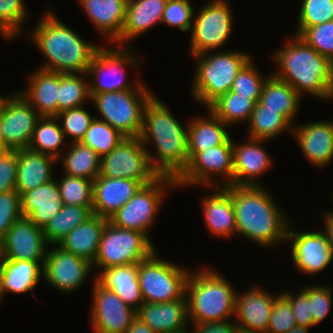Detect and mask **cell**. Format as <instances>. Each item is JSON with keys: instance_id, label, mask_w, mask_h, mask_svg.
I'll return each instance as SVG.
<instances>
[{"instance_id": "cell-3", "label": "cell", "mask_w": 333, "mask_h": 333, "mask_svg": "<svg viewBox=\"0 0 333 333\" xmlns=\"http://www.w3.org/2000/svg\"><path fill=\"white\" fill-rule=\"evenodd\" d=\"M280 67L274 75L289 83L301 96L309 93L322 99L333 98V63L317 53L300 36L273 54Z\"/></svg>"}, {"instance_id": "cell-1", "label": "cell", "mask_w": 333, "mask_h": 333, "mask_svg": "<svg viewBox=\"0 0 333 333\" xmlns=\"http://www.w3.org/2000/svg\"><path fill=\"white\" fill-rule=\"evenodd\" d=\"M187 130L188 126L183 127L155 95L145 105L139 138L144 146L153 141L157 156L148 147L146 151L159 175L177 179L188 167Z\"/></svg>"}, {"instance_id": "cell-7", "label": "cell", "mask_w": 333, "mask_h": 333, "mask_svg": "<svg viewBox=\"0 0 333 333\" xmlns=\"http://www.w3.org/2000/svg\"><path fill=\"white\" fill-rule=\"evenodd\" d=\"M154 95L149 89H135L90 95V100L102 116L100 120L124 137H139L144 107Z\"/></svg>"}, {"instance_id": "cell-9", "label": "cell", "mask_w": 333, "mask_h": 333, "mask_svg": "<svg viewBox=\"0 0 333 333\" xmlns=\"http://www.w3.org/2000/svg\"><path fill=\"white\" fill-rule=\"evenodd\" d=\"M154 252V243L146 234L122 229L107 221L92 266L104 270L111 266L137 264Z\"/></svg>"}, {"instance_id": "cell-39", "label": "cell", "mask_w": 333, "mask_h": 333, "mask_svg": "<svg viewBox=\"0 0 333 333\" xmlns=\"http://www.w3.org/2000/svg\"><path fill=\"white\" fill-rule=\"evenodd\" d=\"M56 121H60L56 116L40 117L28 148L58 160L62 155L59 148L65 142V135L60 123Z\"/></svg>"}, {"instance_id": "cell-55", "label": "cell", "mask_w": 333, "mask_h": 333, "mask_svg": "<svg viewBox=\"0 0 333 333\" xmlns=\"http://www.w3.org/2000/svg\"><path fill=\"white\" fill-rule=\"evenodd\" d=\"M1 213H21L20 194L17 190L0 193Z\"/></svg>"}, {"instance_id": "cell-61", "label": "cell", "mask_w": 333, "mask_h": 333, "mask_svg": "<svg viewBox=\"0 0 333 333\" xmlns=\"http://www.w3.org/2000/svg\"><path fill=\"white\" fill-rule=\"evenodd\" d=\"M0 144H3V132H2L1 121H0Z\"/></svg>"}, {"instance_id": "cell-21", "label": "cell", "mask_w": 333, "mask_h": 333, "mask_svg": "<svg viewBox=\"0 0 333 333\" xmlns=\"http://www.w3.org/2000/svg\"><path fill=\"white\" fill-rule=\"evenodd\" d=\"M143 186L140 181L108 178L98 175L93 180L92 213L109 219Z\"/></svg>"}, {"instance_id": "cell-64", "label": "cell", "mask_w": 333, "mask_h": 333, "mask_svg": "<svg viewBox=\"0 0 333 333\" xmlns=\"http://www.w3.org/2000/svg\"><path fill=\"white\" fill-rule=\"evenodd\" d=\"M0 257H1V241H0Z\"/></svg>"}, {"instance_id": "cell-41", "label": "cell", "mask_w": 333, "mask_h": 333, "mask_svg": "<svg viewBox=\"0 0 333 333\" xmlns=\"http://www.w3.org/2000/svg\"><path fill=\"white\" fill-rule=\"evenodd\" d=\"M91 99L87 80L77 74L59 73L58 113L81 107Z\"/></svg>"}, {"instance_id": "cell-20", "label": "cell", "mask_w": 333, "mask_h": 333, "mask_svg": "<svg viewBox=\"0 0 333 333\" xmlns=\"http://www.w3.org/2000/svg\"><path fill=\"white\" fill-rule=\"evenodd\" d=\"M275 296L258 287L243 294L236 293L235 323L240 331L266 333L271 317Z\"/></svg>"}, {"instance_id": "cell-19", "label": "cell", "mask_w": 333, "mask_h": 333, "mask_svg": "<svg viewBox=\"0 0 333 333\" xmlns=\"http://www.w3.org/2000/svg\"><path fill=\"white\" fill-rule=\"evenodd\" d=\"M286 239H292V260L303 273L317 274L333 261V250L322 231L294 232L289 226Z\"/></svg>"}, {"instance_id": "cell-12", "label": "cell", "mask_w": 333, "mask_h": 333, "mask_svg": "<svg viewBox=\"0 0 333 333\" xmlns=\"http://www.w3.org/2000/svg\"><path fill=\"white\" fill-rule=\"evenodd\" d=\"M146 148L139 137H125L109 154L101 158L100 176L150 184L160 175L152 167Z\"/></svg>"}, {"instance_id": "cell-13", "label": "cell", "mask_w": 333, "mask_h": 333, "mask_svg": "<svg viewBox=\"0 0 333 333\" xmlns=\"http://www.w3.org/2000/svg\"><path fill=\"white\" fill-rule=\"evenodd\" d=\"M233 13L225 0H212L193 17L191 28L192 55L213 51L226 43L233 29Z\"/></svg>"}, {"instance_id": "cell-22", "label": "cell", "mask_w": 333, "mask_h": 333, "mask_svg": "<svg viewBox=\"0 0 333 333\" xmlns=\"http://www.w3.org/2000/svg\"><path fill=\"white\" fill-rule=\"evenodd\" d=\"M248 142L235 145L233 142V183L235 186H262L256 181L271 167V158L263 148L266 140L248 137ZM261 144V145H260Z\"/></svg>"}, {"instance_id": "cell-38", "label": "cell", "mask_w": 333, "mask_h": 333, "mask_svg": "<svg viewBox=\"0 0 333 333\" xmlns=\"http://www.w3.org/2000/svg\"><path fill=\"white\" fill-rule=\"evenodd\" d=\"M92 214V207L64 205L43 228L45 240L55 246Z\"/></svg>"}, {"instance_id": "cell-16", "label": "cell", "mask_w": 333, "mask_h": 333, "mask_svg": "<svg viewBox=\"0 0 333 333\" xmlns=\"http://www.w3.org/2000/svg\"><path fill=\"white\" fill-rule=\"evenodd\" d=\"M47 248L43 228L21 216L1 240V258L44 262Z\"/></svg>"}, {"instance_id": "cell-32", "label": "cell", "mask_w": 333, "mask_h": 333, "mask_svg": "<svg viewBox=\"0 0 333 333\" xmlns=\"http://www.w3.org/2000/svg\"><path fill=\"white\" fill-rule=\"evenodd\" d=\"M216 190L202 202L203 216L212 234L226 238L237 232L234 206L224 186H216Z\"/></svg>"}, {"instance_id": "cell-62", "label": "cell", "mask_w": 333, "mask_h": 333, "mask_svg": "<svg viewBox=\"0 0 333 333\" xmlns=\"http://www.w3.org/2000/svg\"><path fill=\"white\" fill-rule=\"evenodd\" d=\"M5 151H7V149L4 147L3 144H0V156H1Z\"/></svg>"}, {"instance_id": "cell-17", "label": "cell", "mask_w": 333, "mask_h": 333, "mask_svg": "<svg viewBox=\"0 0 333 333\" xmlns=\"http://www.w3.org/2000/svg\"><path fill=\"white\" fill-rule=\"evenodd\" d=\"M93 283L92 329L95 333H126L137 311L95 279Z\"/></svg>"}, {"instance_id": "cell-45", "label": "cell", "mask_w": 333, "mask_h": 333, "mask_svg": "<svg viewBox=\"0 0 333 333\" xmlns=\"http://www.w3.org/2000/svg\"><path fill=\"white\" fill-rule=\"evenodd\" d=\"M23 0H0V33L6 39L18 36L28 16Z\"/></svg>"}, {"instance_id": "cell-25", "label": "cell", "mask_w": 333, "mask_h": 333, "mask_svg": "<svg viewBox=\"0 0 333 333\" xmlns=\"http://www.w3.org/2000/svg\"><path fill=\"white\" fill-rule=\"evenodd\" d=\"M63 206L59 185L55 179L20 194L22 216L29 217L41 228H44Z\"/></svg>"}, {"instance_id": "cell-58", "label": "cell", "mask_w": 333, "mask_h": 333, "mask_svg": "<svg viewBox=\"0 0 333 333\" xmlns=\"http://www.w3.org/2000/svg\"><path fill=\"white\" fill-rule=\"evenodd\" d=\"M325 228L324 231L327 241L329 242L331 249L333 250V212L330 211L324 215Z\"/></svg>"}, {"instance_id": "cell-15", "label": "cell", "mask_w": 333, "mask_h": 333, "mask_svg": "<svg viewBox=\"0 0 333 333\" xmlns=\"http://www.w3.org/2000/svg\"><path fill=\"white\" fill-rule=\"evenodd\" d=\"M40 117L20 93L4 97L0 105L4 147L7 150L28 148Z\"/></svg>"}, {"instance_id": "cell-24", "label": "cell", "mask_w": 333, "mask_h": 333, "mask_svg": "<svg viewBox=\"0 0 333 333\" xmlns=\"http://www.w3.org/2000/svg\"><path fill=\"white\" fill-rule=\"evenodd\" d=\"M137 316L156 333H184L188 321L187 298L172 302L141 304Z\"/></svg>"}, {"instance_id": "cell-63", "label": "cell", "mask_w": 333, "mask_h": 333, "mask_svg": "<svg viewBox=\"0 0 333 333\" xmlns=\"http://www.w3.org/2000/svg\"><path fill=\"white\" fill-rule=\"evenodd\" d=\"M3 98H4V96L3 97L0 96V105H1V102H2Z\"/></svg>"}, {"instance_id": "cell-10", "label": "cell", "mask_w": 333, "mask_h": 333, "mask_svg": "<svg viewBox=\"0 0 333 333\" xmlns=\"http://www.w3.org/2000/svg\"><path fill=\"white\" fill-rule=\"evenodd\" d=\"M168 186L177 187L176 179L160 175L150 184L143 185L108 221L116 227L139 231L149 236L148 230L159 210L165 187Z\"/></svg>"}, {"instance_id": "cell-48", "label": "cell", "mask_w": 333, "mask_h": 333, "mask_svg": "<svg viewBox=\"0 0 333 333\" xmlns=\"http://www.w3.org/2000/svg\"><path fill=\"white\" fill-rule=\"evenodd\" d=\"M300 37L333 63V21L307 28Z\"/></svg>"}, {"instance_id": "cell-36", "label": "cell", "mask_w": 333, "mask_h": 333, "mask_svg": "<svg viewBox=\"0 0 333 333\" xmlns=\"http://www.w3.org/2000/svg\"><path fill=\"white\" fill-rule=\"evenodd\" d=\"M249 138L266 140L274 139L286 130L292 132L293 125L282 115L280 111L266 109L260 101H257L252 115L248 121Z\"/></svg>"}, {"instance_id": "cell-14", "label": "cell", "mask_w": 333, "mask_h": 333, "mask_svg": "<svg viewBox=\"0 0 333 333\" xmlns=\"http://www.w3.org/2000/svg\"><path fill=\"white\" fill-rule=\"evenodd\" d=\"M220 175L224 180L216 186L233 183V140L231 136L222 144L199 152L190 162L184 172L176 179L177 186L208 185L212 186L213 175ZM224 181V182H223Z\"/></svg>"}, {"instance_id": "cell-52", "label": "cell", "mask_w": 333, "mask_h": 333, "mask_svg": "<svg viewBox=\"0 0 333 333\" xmlns=\"http://www.w3.org/2000/svg\"><path fill=\"white\" fill-rule=\"evenodd\" d=\"M290 301L292 313L296 318V326L312 327L314 323L313 314H311V301L308 298V287L302 288L296 296L284 292L283 293Z\"/></svg>"}, {"instance_id": "cell-11", "label": "cell", "mask_w": 333, "mask_h": 333, "mask_svg": "<svg viewBox=\"0 0 333 333\" xmlns=\"http://www.w3.org/2000/svg\"><path fill=\"white\" fill-rule=\"evenodd\" d=\"M117 49L100 47L94 54L86 74L93 75L96 82H89V94H101L108 92L149 89L139 81L133 86L125 77V66L137 67V57L132 55L130 47L115 46ZM136 64V65H135ZM95 76V77H94ZM125 78V79H124ZM131 85V86H130Z\"/></svg>"}, {"instance_id": "cell-23", "label": "cell", "mask_w": 333, "mask_h": 333, "mask_svg": "<svg viewBox=\"0 0 333 333\" xmlns=\"http://www.w3.org/2000/svg\"><path fill=\"white\" fill-rule=\"evenodd\" d=\"M296 126V127H295ZM292 135L307 160L316 167L329 164L333 158V121L294 125Z\"/></svg>"}, {"instance_id": "cell-59", "label": "cell", "mask_w": 333, "mask_h": 333, "mask_svg": "<svg viewBox=\"0 0 333 333\" xmlns=\"http://www.w3.org/2000/svg\"><path fill=\"white\" fill-rule=\"evenodd\" d=\"M2 282H3V259L0 257V300L4 297Z\"/></svg>"}, {"instance_id": "cell-51", "label": "cell", "mask_w": 333, "mask_h": 333, "mask_svg": "<svg viewBox=\"0 0 333 333\" xmlns=\"http://www.w3.org/2000/svg\"><path fill=\"white\" fill-rule=\"evenodd\" d=\"M332 290L331 287L315 285L308 287V298L311 301V314H313L314 323L317 325L323 319L328 316L330 306Z\"/></svg>"}, {"instance_id": "cell-5", "label": "cell", "mask_w": 333, "mask_h": 333, "mask_svg": "<svg viewBox=\"0 0 333 333\" xmlns=\"http://www.w3.org/2000/svg\"><path fill=\"white\" fill-rule=\"evenodd\" d=\"M191 272L186 282L189 322L229 321L235 315L237 293L231 283L214 269Z\"/></svg>"}, {"instance_id": "cell-2", "label": "cell", "mask_w": 333, "mask_h": 333, "mask_svg": "<svg viewBox=\"0 0 333 333\" xmlns=\"http://www.w3.org/2000/svg\"><path fill=\"white\" fill-rule=\"evenodd\" d=\"M224 187L234 206L237 234L266 247L287 241L289 219L263 186Z\"/></svg>"}, {"instance_id": "cell-27", "label": "cell", "mask_w": 333, "mask_h": 333, "mask_svg": "<svg viewBox=\"0 0 333 333\" xmlns=\"http://www.w3.org/2000/svg\"><path fill=\"white\" fill-rule=\"evenodd\" d=\"M78 1L99 33L105 35L111 42H115L121 36L128 0Z\"/></svg>"}, {"instance_id": "cell-30", "label": "cell", "mask_w": 333, "mask_h": 333, "mask_svg": "<svg viewBox=\"0 0 333 333\" xmlns=\"http://www.w3.org/2000/svg\"><path fill=\"white\" fill-rule=\"evenodd\" d=\"M56 161L52 156L29 148L17 150L16 190L19 194L52 181L51 171Z\"/></svg>"}, {"instance_id": "cell-28", "label": "cell", "mask_w": 333, "mask_h": 333, "mask_svg": "<svg viewBox=\"0 0 333 333\" xmlns=\"http://www.w3.org/2000/svg\"><path fill=\"white\" fill-rule=\"evenodd\" d=\"M95 280L117 294L135 311L144 303L138 280V263L108 267L102 270Z\"/></svg>"}, {"instance_id": "cell-33", "label": "cell", "mask_w": 333, "mask_h": 333, "mask_svg": "<svg viewBox=\"0 0 333 333\" xmlns=\"http://www.w3.org/2000/svg\"><path fill=\"white\" fill-rule=\"evenodd\" d=\"M207 118L197 117L187 124L189 162L199 153L222 145L229 137L225 124L208 110ZM209 117V118H208Z\"/></svg>"}, {"instance_id": "cell-18", "label": "cell", "mask_w": 333, "mask_h": 333, "mask_svg": "<svg viewBox=\"0 0 333 333\" xmlns=\"http://www.w3.org/2000/svg\"><path fill=\"white\" fill-rule=\"evenodd\" d=\"M93 269L92 263L60 247L46 252L43 278L58 291L72 292L79 288Z\"/></svg>"}, {"instance_id": "cell-57", "label": "cell", "mask_w": 333, "mask_h": 333, "mask_svg": "<svg viewBox=\"0 0 333 333\" xmlns=\"http://www.w3.org/2000/svg\"><path fill=\"white\" fill-rule=\"evenodd\" d=\"M126 333H156L139 316H136Z\"/></svg>"}, {"instance_id": "cell-47", "label": "cell", "mask_w": 333, "mask_h": 333, "mask_svg": "<svg viewBox=\"0 0 333 333\" xmlns=\"http://www.w3.org/2000/svg\"><path fill=\"white\" fill-rule=\"evenodd\" d=\"M56 117L63 120L61 129L65 136L73 137L72 143L81 142L95 118L83 106L61 111Z\"/></svg>"}, {"instance_id": "cell-53", "label": "cell", "mask_w": 333, "mask_h": 333, "mask_svg": "<svg viewBox=\"0 0 333 333\" xmlns=\"http://www.w3.org/2000/svg\"><path fill=\"white\" fill-rule=\"evenodd\" d=\"M17 150H7L0 156V193L16 190Z\"/></svg>"}, {"instance_id": "cell-31", "label": "cell", "mask_w": 333, "mask_h": 333, "mask_svg": "<svg viewBox=\"0 0 333 333\" xmlns=\"http://www.w3.org/2000/svg\"><path fill=\"white\" fill-rule=\"evenodd\" d=\"M107 221L106 218L92 214L82 224L71 230L56 246L93 264Z\"/></svg>"}, {"instance_id": "cell-26", "label": "cell", "mask_w": 333, "mask_h": 333, "mask_svg": "<svg viewBox=\"0 0 333 333\" xmlns=\"http://www.w3.org/2000/svg\"><path fill=\"white\" fill-rule=\"evenodd\" d=\"M166 3L167 0H128L121 36L114 43L124 47L125 42L161 23Z\"/></svg>"}, {"instance_id": "cell-54", "label": "cell", "mask_w": 333, "mask_h": 333, "mask_svg": "<svg viewBox=\"0 0 333 333\" xmlns=\"http://www.w3.org/2000/svg\"><path fill=\"white\" fill-rule=\"evenodd\" d=\"M192 323L195 324L194 333H239L240 331L235 322H231V320L211 323Z\"/></svg>"}, {"instance_id": "cell-37", "label": "cell", "mask_w": 333, "mask_h": 333, "mask_svg": "<svg viewBox=\"0 0 333 333\" xmlns=\"http://www.w3.org/2000/svg\"><path fill=\"white\" fill-rule=\"evenodd\" d=\"M71 144H69L70 150L61 159L64 174L94 180L100 175L101 157L91 147L81 142H71Z\"/></svg>"}, {"instance_id": "cell-44", "label": "cell", "mask_w": 333, "mask_h": 333, "mask_svg": "<svg viewBox=\"0 0 333 333\" xmlns=\"http://www.w3.org/2000/svg\"><path fill=\"white\" fill-rule=\"evenodd\" d=\"M333 21V0H303L298 16L296 35L307 28Z\"/></svg>"}, {"instance_id": "cell-60", "label": "cell", "mask_w": 333, "mask_h": 333, "mask_svg": "<svg viewBox=\"0 0 333 333\" xmlns=\"http://www.w3.org/2000/svg\"><path fill=\"white\" fill-rule=\"evenodd\" d=\"M309 327L295 326L288 333H308Z\"/></svg>"}, {"instance_id": "cell-8", "label": "cell", "mask_w": 333, "mask_h": 333, "mask_svg": "<svg viewBox=\"0 0 333 333\" xmlns=\"http://www.w3.org/2000/svg\"><path fill=\"white\" fill-rule=\"evenodd\" d=\"M157 255L155 251L138 263V280L144 302L162 303L184 299L190 272Z\"/></svg>"}, {"instance_id": "cell-46", "label": "cell", "mask_w": 333, "mask_h": 333, "mask_svg": "<svg viewBox=\"0 0 333 333\" xmlns=\"http://www.w3.org/2000/svg\"><path fill=\"white\" fill-rule=\"evenodd\" d=\"M253 65L252 58L236 75L231 91L239 96H250L255 102L259 101L267 77L261 76Z\"/></svg>"}, {"instance_id": "cell-35", "label": "cell", "mask_w": 333, "mask_h": 333, "mask_svg": "<svg viewBox=\"0 0 333 333\" xmlns=\"http://www.w3.org/2000/svg\"><path fill=\"white\" fill-rule=\"evenodd\" d=\"M43 265L44 262L3 259L4 295L5 292L21 294L33 290L43 276Z\"/></svg>"}, {"instance_id": "cell-50", "label": "cell", "mask_w": 333, "mask_h": 333, "mask_svg": "<svg viewBox=\"0 0 333 333\" xmlns=\"http://www.w3.org/2000/svg\"><path fill=\"white\" fill-rule=\"evenodd\" d=\"M289 299L282 293L274 298L273 309L266 333H288L296 326Z\"/></svg>"}, {"instance_id": "cell-4", "label": "cell", "mask_w": 333, "mask_h": 333, "mask_svg": "<svg viewBox=\"0 0 333 333\" xmlns=\"http://www.w3.org/2000/svg\"><path fill=\"white\" fill-rule=\"evenodd\" d=\"M43 16L30 35L36 47L47 56L48 61L40 68L87 76L91 60L100 47L80 38L51 10H46Z\"/></svg>"}, {"instance_id": "cell-56", "label": "cell", "mask_w": 333, "mask_h": 333, "mask_svg": "<svg viewBox=\"0 0 333 333\" xmlns=\"http://www.w3.org/2000/svg\"><path fill=\"white\" fill-rule=\"evenodd\" d=\"M22 216V213H1L0 212V241L8 233L12 225Z\"/></svg>"}, {"instance_id": "cell-34", "label": "cell", "mask_w": 333, "mask_h": 333, "mask_svg": "<svg viewBox=\"0 0 333 333\" xmlns=\"http://www.w3.org/2000/svg\"><path fill=\"white\" fill-rule=\"evenodd\" d=\"M259 101L266 105V109L280 111L292 125L301 96L287 82L277 78L274 74L269 75L265 81Z\"/></svg>"}, {"instance_id": "cell-29", "label": "cell", "mask_w": 333, "mask_h": 333, "mask_svg": "<svg viewBox=\"0 0 333 333\" xmlns=\"http://www.w3.org/2000/svg\"><path fill=\"white\" fill-rule=\"evenodd\" d=\"M20 93L41 117L58 115L59 73L38 68Z\"/></svg>"}, {"instance_id": "cell-40", "label": "cell", "mask_w": 333, "mask_h": 333, "mask_svg": "<svg viewBox=\"0 0 333 333\" xmlns=\"http://www.w3.org/2000/svg\"><path fill=\"white\" fill-rule=\"evenodd\" d=\"M256 102L250 96L228 91L214 100L207 109L220 118L225 124H235L240 121H249Z\"/></svg>"}, {"instance_id": "cell-43", "label": "cell", "mask_w": 333, "mask_h": 333, "mask_svg": "<svg viewBox=\"0 0 333 333\" xmlns=\"http://www.w3.org/2000/svg\"><path fill=\"white\" fill-rule=\"evenodd\" d=\"M57 183L64 205L92 207L93 180L65 174Z\"/></svg>"}, {"instance_id": "cell-42", "label": "cell", "mask_w": 333, "mask_h": 333, "mask_svg": "<svg viewBox=\"0 0 333 333\" xmlns=\"http://www.w3.org/2000/svg\"><path fill=\"white\" fill-rule=\"evenodd\" d=\"M125 137L105 121L95 117L81 140L101 158L109 154Z\"/></svg>"}, {"instance_id": "cell-6", "label": "cell", "mask_w": 333, "mask_h": 333, "mask_svg": "<svg viewBox=\"0 0 333 333\" xmlns=\"http://www.w3.org/2000/svg\"><path fill=\"white\" fill-rule=\"evenodd\" d=\"M207 54L194 55L198 62L191 94L195 100L208 107L219 96L231 90L236 75L251 57L236 51Z\"/></svg>"}, {"instance_id": "cell-49", "label": "cell", "mask_w": 333, "mask_h": 333, "mask_svg": "<svg viewBox=\"0 0 333 333\" xmlns=\"http://www.w3.org/2000/svg\"><path fill=\"white\" fill-rule=\"evenodd\" d=\"M194 7L188 0H167L161 23L178 27L182 32L192 28Z\"/></svg>"}]
</instances>
